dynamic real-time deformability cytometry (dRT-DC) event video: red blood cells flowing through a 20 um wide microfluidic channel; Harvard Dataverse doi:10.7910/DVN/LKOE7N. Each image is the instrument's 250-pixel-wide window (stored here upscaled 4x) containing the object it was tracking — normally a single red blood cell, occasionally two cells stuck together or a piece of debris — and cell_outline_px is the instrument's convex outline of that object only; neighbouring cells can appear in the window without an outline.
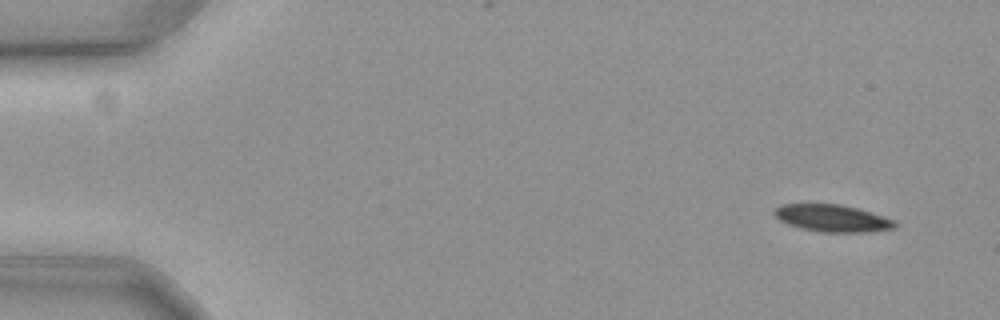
{"species": "common noctule bat (a hibernating species)", "species_latin": "Nyctalus noctula", "temperature_condition": "cold", "stored_images_in_passage": 55, "camera_frame_rate_fps": 3000, "um_per_image_px": 0.085, "animal": {"sex": "female", "body_mass_g": 19.3, "forearm_length_mm": 54.1}, "frame": {"image": 1, "passage_image": 1, "time_ms": 0.0, "image_size_px": [1000, 320], "cell_outline_px": [[900, 224], [896, 228], [868, 232], [824, 232], [800, 228], [788, 224], [780, 220], [772, 212], [780, 204], [840, 204], [856, 208], [896, 220]], "centroid_in_image_um": [70.78, 18.55], "position_along_channel_um": 14.2, "area_um2": 19.07}}
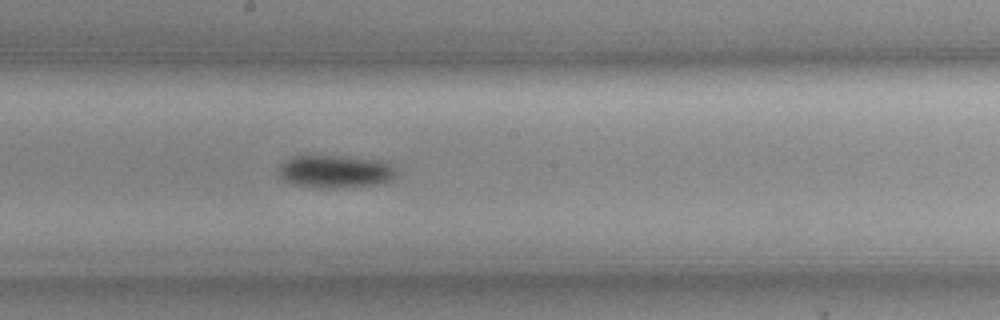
{"frame": {"image": 2, "passage_image": 29, "time_ms": 9.333, "image_size_px": [1000, 320], "cell_outline_px": [[396, 176], [392, 180], [380, 184], [344, 188], [328, 188], [292, 184], [284, 180], [280, 176], [280, 164], [284, 160], [292, 156], [344, 156], [376, 160], [388, 164], [396, 168]], "centroid_in_image_um": [28.51, 14.59], "position_along_channel_um": 219.7, "area_um2": 22.48}}
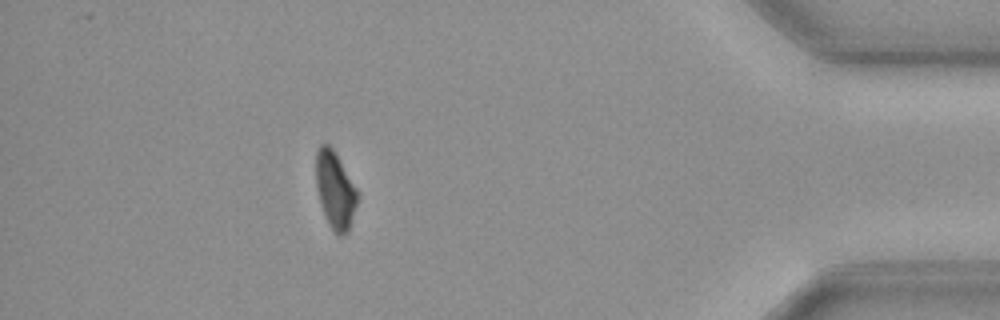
{"frame": {"image": 3, "passage_image": 49, "time_ms": 16.0, "image_size_px": [1000, 320], "cell_outline_px": [[356, 204], [348, 232], [344, 236], [336, 236], [328, 224], [320, 200], [316, 184], [316, 152], [320, 144], [328, 144], [332, 148], [356, 188]], "centroid_in_image_um": [28.46, 16.19], "position_along_channel_um": 406.7, "area_um2": 18.15}, "authors_computed_cell_mechanics": {"area_um2": 20.4612, "velocity_mm_per_s": 3.5694, "shape_relaxation_time_tau1_ms": 2.6682, "shape_relaxation_time_tau2_ms": null, "deformation_change_tau1": 0.1057, "deformation_change_tau2": null}}